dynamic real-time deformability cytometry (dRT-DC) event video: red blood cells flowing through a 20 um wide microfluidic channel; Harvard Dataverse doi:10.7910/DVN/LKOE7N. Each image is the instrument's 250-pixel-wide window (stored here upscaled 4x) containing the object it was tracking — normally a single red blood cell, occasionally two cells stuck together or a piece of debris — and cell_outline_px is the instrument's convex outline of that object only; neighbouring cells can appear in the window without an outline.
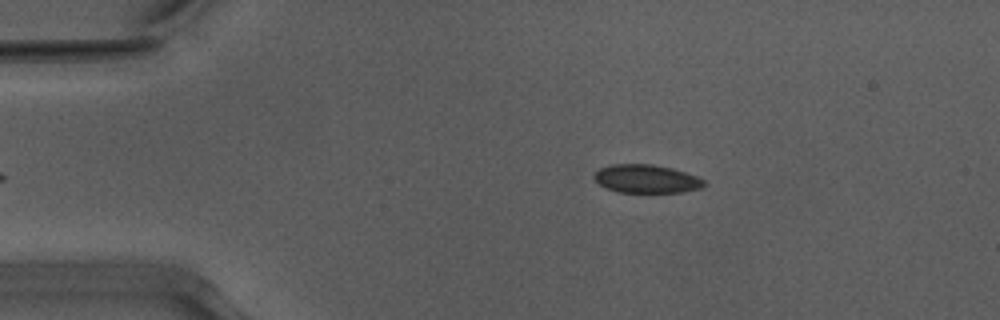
{"species": "Egyptian fruit bat (a non-hibernating species)", "species_latin": "Rousettus aegyptiacus", "temperature_condition": "warm", "stored_images_in_passage": 45, "camera_frame_rate_fps": 3000, "um_per_image_px": 0.085, "animal": {"sex": "male"}, "frame": {"image": 1, "passage_image": 3, "time_ms": 0.667, "image_size_px": [1000, 320], "cell_outline_px": [[708, 184], [700, 188], [680, 192], [616, 192], [604, 188], [592, 176], [600, 168], [612, 164], [652, 164], [672, 168], [696, 176], [704, 180]], "centroid_in_image_um": [54.93, 15.2], "position_along_channel_um": 30.1, "area_um2": 18.15}}
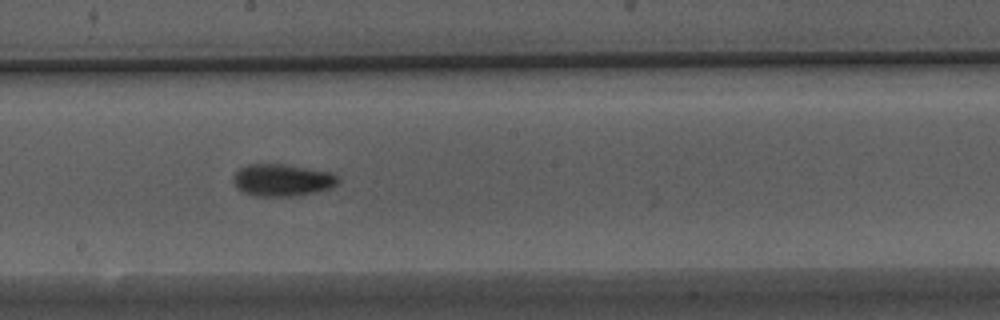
{"frame": {"image": 2, "passage_image": 22, "time_ms": 7.0, "image_size_px": [1000, 320], "cell_outline_px": [[340, 180], [332, 188], [312, 192], [288, 196], [256, 196], [244, 192], [236, 188], [232, 180], [232, 176], [240, 168], [248, 164], [288, 164], [332, 172], [340, 176]], "centroid_in_image_um": [24.0, 15.29], "position_along_channel_um": 224.2, "area_um2": 19.77}}
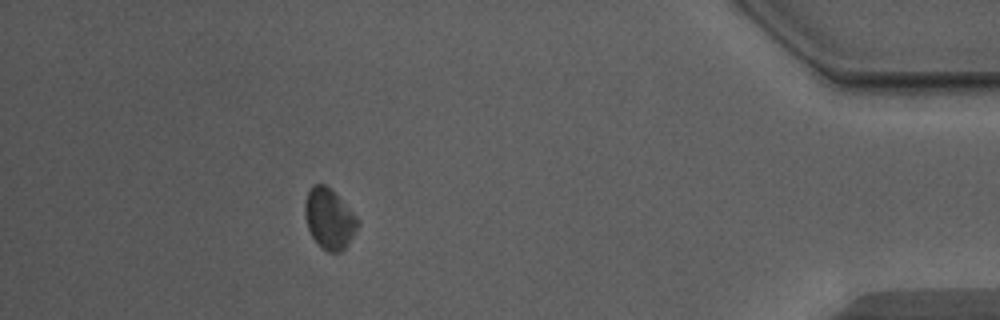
{"frame": {"image": 3, "passage_image": 40, "time_ms": 13.0, "image_size_px": [1000, 320], "cell_outline_px": [[360, 224], [348, 244], [340, 252], [328, 252], [312, 236], [308, 228], [304, 212], [304, 200], [308, 192], [316, 184], [324, 184], [356, 216]], "centroid_in_image_um": [27.98, 18.62], "position_along_channel_um": 407.2, "area_um2": 17.98}, "authors_computed_cell_mechanics": {"area_um2": 18.7272, "velocity_mm_per_s": 3.9424, "shape_relaxation_time_tau1_ms": 2.8543, "shape_relaxation_time_tau2_ms": 6.6856, "deformation_change_tau1": 0.0521, "deformation_change_tau2": 0.0998}}